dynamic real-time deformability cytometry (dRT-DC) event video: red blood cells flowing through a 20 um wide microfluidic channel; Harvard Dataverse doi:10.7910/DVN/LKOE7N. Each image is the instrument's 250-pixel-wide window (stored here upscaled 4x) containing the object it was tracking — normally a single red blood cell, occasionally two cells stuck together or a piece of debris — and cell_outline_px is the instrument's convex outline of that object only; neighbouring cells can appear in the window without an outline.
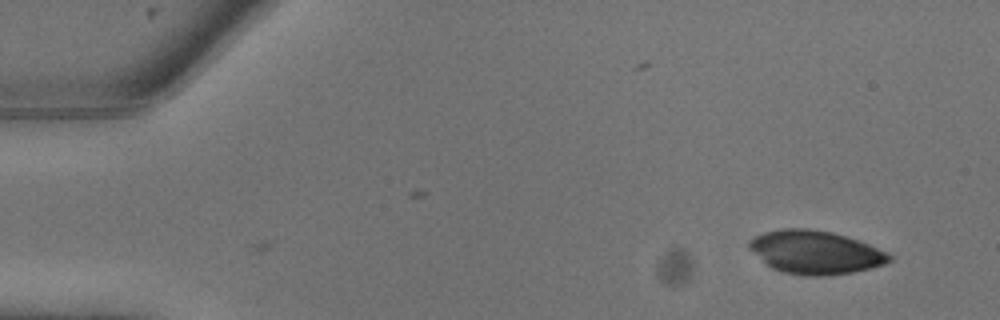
{"species": "common noctule bat (a hibernating species)", "species_latin": "Nyctalus noctula", "temperature_condition": "warm", "stored_images_in_passage": 9, "camera_frame_rate_fps": 3000, "um_per_image_px": 0.085, "animal": {"sex": "male", "body_mass_g": 13.3}, "frame": {"image": 1, "passage_image": 1, "time_ms": 0.0, "image_size_px": [1000, 320], "cell_outline_px": [[892, 260], [884, 264], [852, 272], [828, 276], [804, 276], [784, 272], [772, 268], [764, 264], [748, 248], [748, 240], [752, 236], [764, 232], [780, 228], [808, 228], [832, 232], [860, 240], [888, 252], [892, 256]], "centroid_in_image_um": [69.26, 21.43], "position_along_channel_um": 15.7, "area_um2": 35.84}}
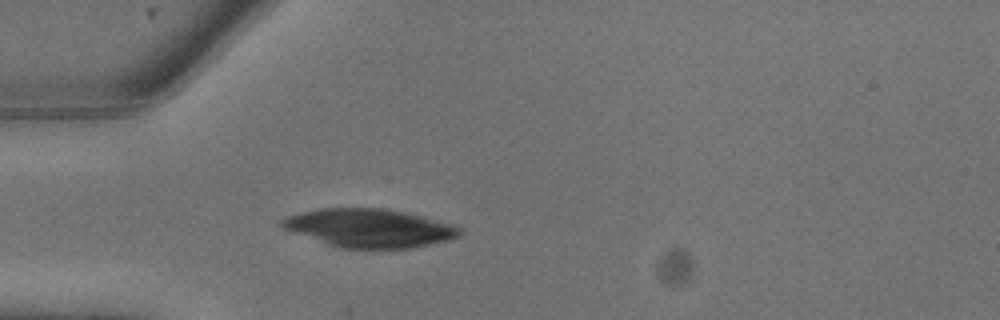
{"frame": {"image": 2, "passage_image": 6, "time_ms": 1.667, "image_size_px": [1000, 320], "cell_outline_px": [[464, 232], [460, 236], [448, 240], [408, 248], [340, 248], [280, 228], [276, 224], [284, 216], [300, 212], [320, 208], [380, 208], [404, 212], [456, 224]], "centroid_in_image_um": [31.35, 19.37], "position_along_channel_um": 53.6, "area_um2": 40.0}}